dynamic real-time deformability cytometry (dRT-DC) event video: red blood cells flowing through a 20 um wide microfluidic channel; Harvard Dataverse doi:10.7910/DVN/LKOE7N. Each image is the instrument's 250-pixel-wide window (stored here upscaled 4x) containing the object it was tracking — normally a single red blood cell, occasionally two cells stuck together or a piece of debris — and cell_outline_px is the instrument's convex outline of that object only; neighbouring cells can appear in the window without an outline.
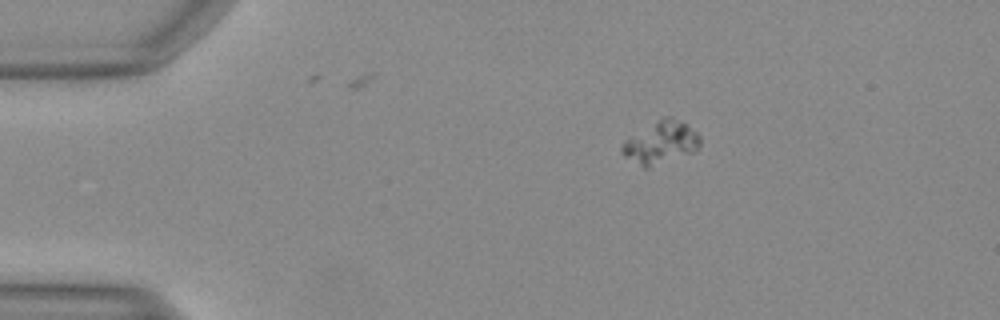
{"species": "Egyptian fruit bat (a non-hibernating species)", "species_latin": "Rousettus aegyptiacus", "temperature_condition": "warm", "stored_images_in_passage": 6, "camera_frame_rate_fps": 3000, "um_per_image_px": 0.085, "animal": {"sex": "female"}, "frame": {"image": 1, "passage_image": 1, "time_ms": 0.0, "image_size_px": [1000, 320], "cell_outline_px": [[700, 144], [692, 152], [648, 168], [644, 168], [624, 156], [620, 152], [620, 148], [628, 140], [664, 116], [672, 116], [696, 132], [700, 136]], "centroid_in_image_um": [56.18, 12.14], "position_along_channel_um": 28.8, "area_um2": 18.44}}